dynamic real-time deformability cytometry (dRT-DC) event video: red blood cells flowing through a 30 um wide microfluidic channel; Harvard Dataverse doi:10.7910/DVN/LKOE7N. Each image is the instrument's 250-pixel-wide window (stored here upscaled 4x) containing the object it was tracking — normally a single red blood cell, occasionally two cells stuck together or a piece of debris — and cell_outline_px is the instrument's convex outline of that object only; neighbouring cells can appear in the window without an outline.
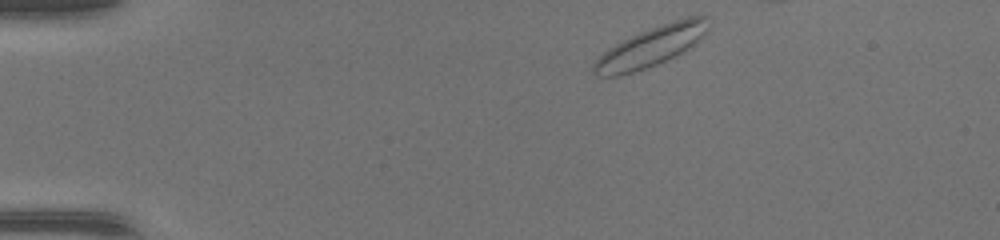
{"species": "common noctule bat (a hibernating species)", "species_latin": "Nyctalus noctula", "temperature_condition": "warm", "stored_images_in_passage": 20, "camera_frame_rate_fps": 3000, "um_per_image_px": 0.085, "animal": {"sex": "female", "body_mass_g": 17.0, "forearm_length_mm": 48.0}, "frame": {"image": 1, "passage_image": 1, "time_ms": 0.0, "image_size_px": [1000, 240], "cell_outline_px": [[708, 32], [696, 44], [684, 52], [676, 56], [656, 64], [620, 76], [596, 76], [592, 72], [592, 64], [608, 48], [640, 32], [688, 16], [704, 16], [708, 28]], "centroid_in_image_um": [55.34, 3.99], "position_along_channel_um": 29.7, "area_um2": 26.24}}
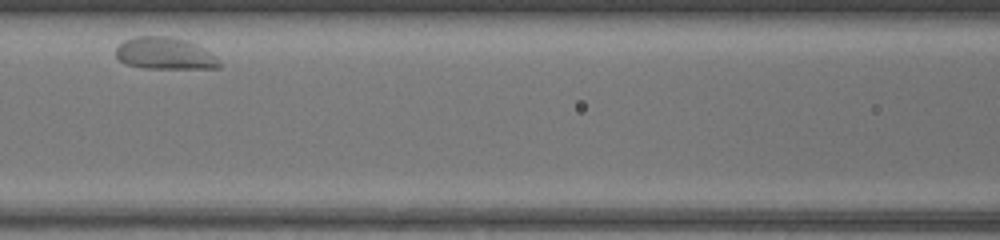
{"frame": {"image": 2, "passage_image": 16, "time_ms": 5.0, "image_size_px": [1000, 240], "cell_outline_px": [[224, 64], [220, 68], [144, 68], [124, 64], [116, 56], [116, 48], [124, 40], [136, 36], [172, 36], [196, 44], [204, 48], [220, 60]], "centroid_in_image_um": [14.03, 4.55], "position_along_channel_um": 152.6, "area_um2": 19.42}}
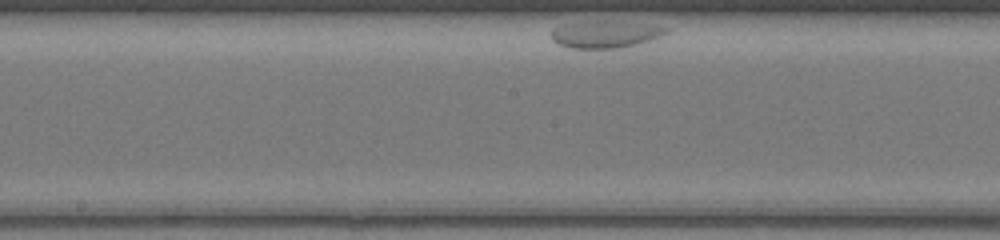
{"frame": {"image": 3, "passage_image": 20, "time_ms": 6.333, "image_size_px": [1000, 240], "cell_outline_px": [[668, 32], [660, 36], [636, 44], [620, 48], [568, 48], [552, 40], [552, 28], [560, 24], [648, 24], [668, 28]], "centroid_in_image_um": [51.4, 2.97], "position_along_channel_um": 196.8, "area_um2": 16.82}}